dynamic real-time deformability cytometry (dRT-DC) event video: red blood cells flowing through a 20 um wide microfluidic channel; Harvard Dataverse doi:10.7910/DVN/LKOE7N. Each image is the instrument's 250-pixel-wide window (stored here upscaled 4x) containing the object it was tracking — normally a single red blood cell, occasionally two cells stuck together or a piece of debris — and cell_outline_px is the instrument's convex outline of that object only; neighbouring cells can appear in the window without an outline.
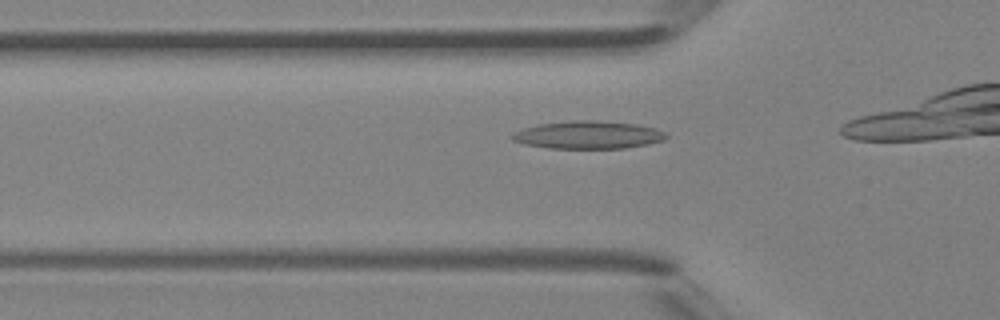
{"species": "Egyptian fruit bat (a non-hibernating species)", "species_latin": "Rousettus aegyptiacus", "temperature_condition": "room temperature", "stored_images_in_passage": 15, "camera_frame_rate_fps": 3000, "um_per_image_px": 0.085, "animal": {"sex": "female"}, "frame": {"image": 1, "passage_image": 11, "time_ms": 3.333, "image_size_px": [1000, 320], "cell_outline_px": [[668, 136], [664, 140], [648, 144], [624, 148], [548, 148], [524, 144], [512, 140], [512, 136], [516, 132], [524, 128], [536, 124], [572, 120], [596, 120], [636, 124], [656, 128], [664, 132]], "centroid_in_image_um": [50.0, 11.46], "position_along_channel_um": 75.8, "area_um2": 24.91}}